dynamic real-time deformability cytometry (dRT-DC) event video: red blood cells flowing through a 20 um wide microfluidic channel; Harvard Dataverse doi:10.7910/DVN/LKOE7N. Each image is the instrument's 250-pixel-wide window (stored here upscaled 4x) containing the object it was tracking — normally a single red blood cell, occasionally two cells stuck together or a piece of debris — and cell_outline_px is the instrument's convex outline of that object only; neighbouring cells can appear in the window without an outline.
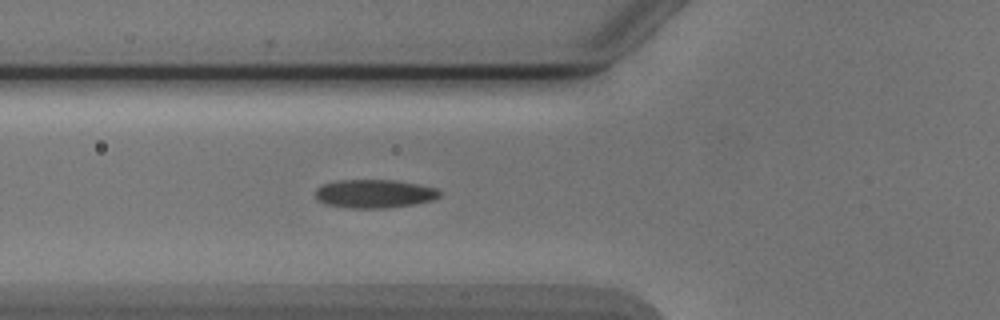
{"species": "Egyptian fruit bat (a non-hibernating species)", "species_latin": "Rousettus aegyptiacus", "temperature_condition": "cold", "stored_images_in_passage": 2, "camera_frame_rate_fps": 3000, "um_per_image_px": 0.085, "animal": {"sex": "male"}, "frame": {"image": 1, "passage_image": 2, "time_ms": 1.0, "image_size_px": [1000, 320], "cell_outline_px": [[440, 196], [432, 200], [416, 204], [388, 208], [352, 208], [324, 204], [316, 200], [316, 188], [324, 184], [336, 180], [396, 180], [420, 184], [436, 188], [440, 192]], "centroid_in_image_um": [31.82, 16.46], "position_along_channel_um": 94.0, "area_um2": 20.81}}